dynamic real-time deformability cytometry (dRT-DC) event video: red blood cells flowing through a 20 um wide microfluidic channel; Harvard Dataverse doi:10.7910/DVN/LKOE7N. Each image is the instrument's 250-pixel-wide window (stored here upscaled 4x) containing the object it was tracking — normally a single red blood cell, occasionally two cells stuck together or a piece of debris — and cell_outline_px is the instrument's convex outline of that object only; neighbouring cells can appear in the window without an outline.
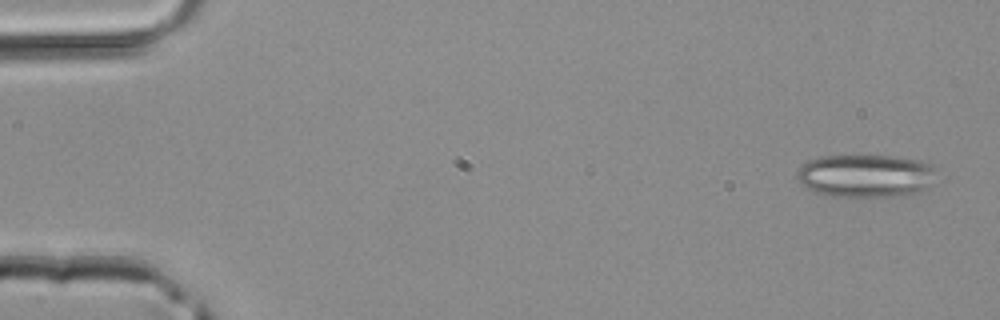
{"species": "common noctule bat (a hibernating species)", "species_latin": "Nyctalus noctula", "temperature_condition": "room temperature", "stored_images_in_passage": 4, "camera_frame_rate_fps": 3000, "um_per_image_px": 0.085, "animal": {"sex": "male", "body_mass_g": 20.4}, "frame": {"image": 1, "passage_image": 1, "time_ms": 0.0, "image_size_px": [1000, 320], "cell_outline_px": [[932, 168], [920, 188], [908, 196], [872, 200], [824, 196], [804, 188], [800, 184], [796, 176], [796, 172], [808, 160], [820, 156], [892, 156], [920, 160], [932, 164]], "centroid_in_image_um": [73.39, 15.0], "position_along_channel_um": 11.6, "area_um2": 35.32}}
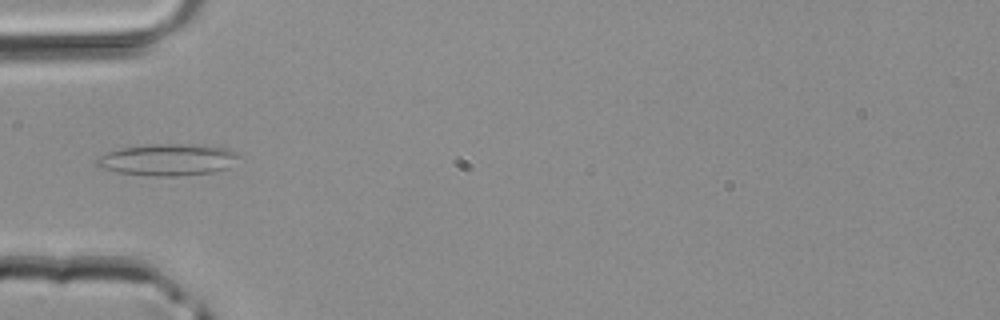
{"frame": {"image": 2, "passage_image": 4, "time_ms": 1.0, "image_size_px": [1000, 320], "cell_outline_px": [[240, 156], [228, 168], [216, 172], [176, 176], [152, 176], [120, 172], [100, 168], [96, 164], [96, 160], [100, 156], [108, 152], [120, 148], [148, 144], [204, 144], [228, 148], [240, 152]], "centroid_in_image_um": [14.33, 13.56], "position_along_channel_um": 70.7, "area_um2": 26.59}}